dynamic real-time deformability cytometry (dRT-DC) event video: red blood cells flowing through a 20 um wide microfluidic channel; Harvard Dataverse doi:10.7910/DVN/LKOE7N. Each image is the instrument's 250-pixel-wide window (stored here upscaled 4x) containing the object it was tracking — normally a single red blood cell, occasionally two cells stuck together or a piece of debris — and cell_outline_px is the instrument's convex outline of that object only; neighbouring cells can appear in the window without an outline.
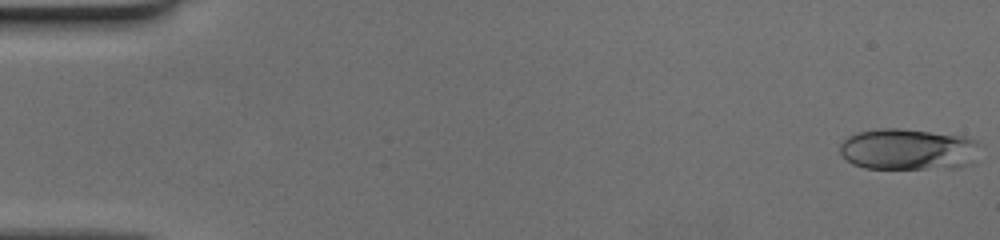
{"species": "human", "species_latin": "Homo sapiens", "temperature_condition": "cold", "stored_images_in_passage": 51, "camera_frame_rate_fps": 3000, "um_per_image_px": 0.085, "donor": {"sex": "female"}, "frame": {"image": 1, "passage_image": 1, "time_ms": 0.0, "image_size_px": [1000, 240], "cell_outline_px": [[980, 144], [976, 164], [960, 168], [864, 168], [852, 164], [840, 152], [840, 144], [848, 136], [856, 132], [880, 128], [900, 128], [968, 136], [976, 140]], "centroid_in_image_um": [77.28, 12.69], "position_along_channel_um": 7.7, "area_um2": 34.45}}
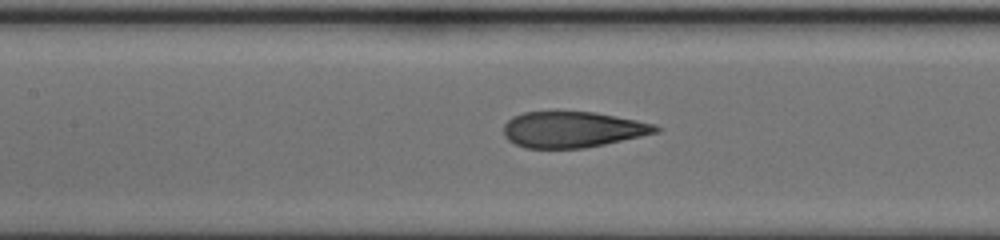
{"frame": {"image": 2, "passage_image": 24, "time_ms": 7.667, "image_size_px": [1000, 240], "cell_outline_px": [[660, 132], [604, 144], [584, 148], [524, 148], [508, 140], [504, 136], [504, 124], [512, 116], [524, 112], [592, 112], [636, 120], [656, 124], [660, 128]], "centroid_in_image_um": [48.66, 11.01], "position_along_channel_um": 158.7, "area_um2": 31.73}}
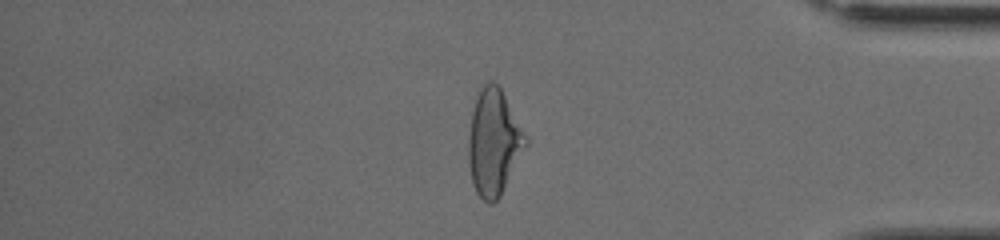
{"frame": {"image": 3, "passage_image": 43, "time_ms": 14.0, "image_size_px": [1000, 240], "cell_outline_px": [[528, 144], [500, 196], [492, 204], [488, 204], [476, 192], [472, 184], [468, 164], [468, 136], [472, 112], [480, 88], [488, 80], [492, 80], [500, 88], [528, 140]], "centroid_in_image_um": [41.95, 12.14], "position_along_channel_um": 393.3, "area_um2": 35.03}}